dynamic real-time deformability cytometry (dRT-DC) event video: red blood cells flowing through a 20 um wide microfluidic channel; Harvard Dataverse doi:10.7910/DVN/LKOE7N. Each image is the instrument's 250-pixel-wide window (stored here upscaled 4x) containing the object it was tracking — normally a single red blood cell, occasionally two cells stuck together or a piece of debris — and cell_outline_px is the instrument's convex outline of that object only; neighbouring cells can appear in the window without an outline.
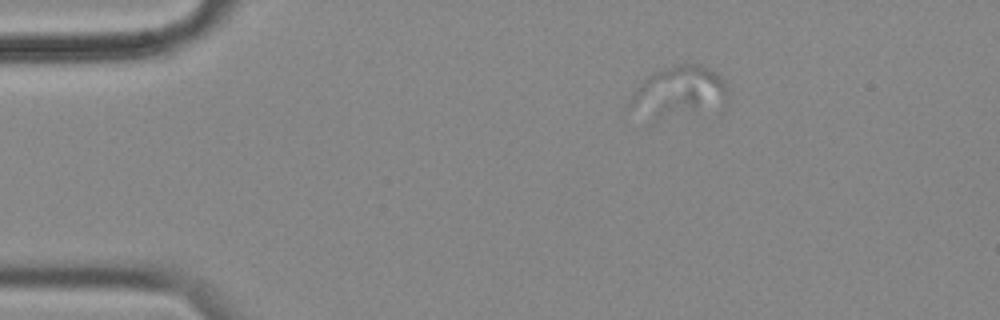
{"species": "common noctule bat (a hibernating species)", "species_latin": "Nyctalus noctula", "temperature_condition": "cold", "stored_images_in_passage": 5, "camera_frame_rate_fps": 3000, "um_per_image_px": 0.085, "animal": {"sex": "female", "body_mass_g": 18.4}, "frame": {"image": 1, "passage_image": 3, "time_ms": 0.667, "image_size_px": [1000, 320], "cell_outline_px": [[728, 96], [696, 104], [624, 108], [636, 88], [648, 76], [664, 68], [680, 64], [700, 64], [716, 72], [724, 80], [728, 88]], "centroid_in_image_um": [57.72, 7.41], "position_along_channel_um": 27.3, "area_um2": 22.77}}